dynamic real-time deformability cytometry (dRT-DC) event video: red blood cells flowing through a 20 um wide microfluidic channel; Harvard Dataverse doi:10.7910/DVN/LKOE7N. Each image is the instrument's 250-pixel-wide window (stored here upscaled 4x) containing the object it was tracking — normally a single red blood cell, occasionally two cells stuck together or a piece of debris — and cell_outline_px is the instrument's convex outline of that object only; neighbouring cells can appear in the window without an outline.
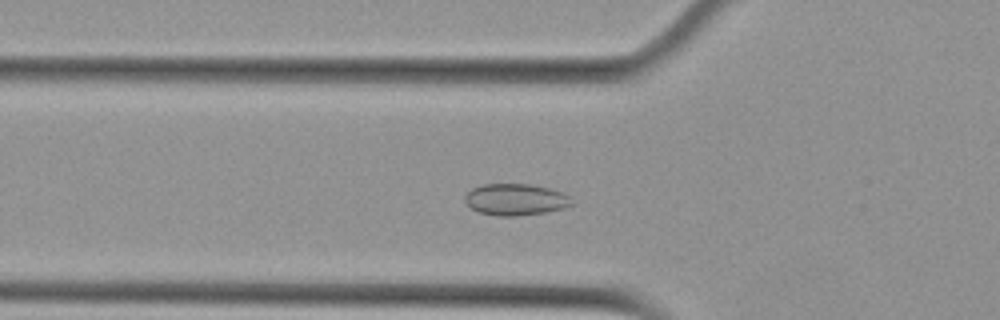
{"species": "Egyptian fruit bat (a non-hibernating species)", "species_latin": "Rousettus aegyptiacus", "temperature_condition": "cold", "stored_images_in_passage": 52, "camera_frame_rate_fps": 3000, "um_per_image_px": 0.085, "animal": {"sex": "female"}, "frame": {"image": 1, "passage_image": 16, "time_ms": 5.0, "image_size_px": [1000, 320], "cell_outline_px": [[572, 204], [564, 208], [544, 212], [516, 216], [496, 216], [480, 212], [472, 208], [464, 200], [464, 196], [472, 188], [484, 184], [528, 184], [552, 188], [568, 196]], "centroid_in_image_um": [43.8, 16.95], "position_along_channel_um": 82.0, "area_um2": 19.48}}
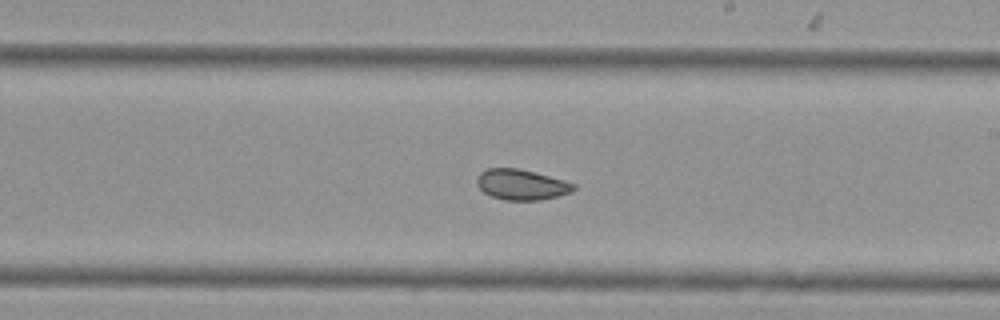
{"frame": {"image": 2, "passage_image": 29, "time_ms": 9.333, "image_size_px": [1000, 320], "cell_outline_px": [[576, 188], [572, 192], [540, 200], [504, 200], [492, 196], [484, 192], [476, 184], [476, 180], [480, 172], [488, 168], [520, 168], [564, 180], [576, 184]], "centroid_in_image_um": [44.33, 15.68], "position_along_channel_um": 244.7, "area_um2": 17.22}}
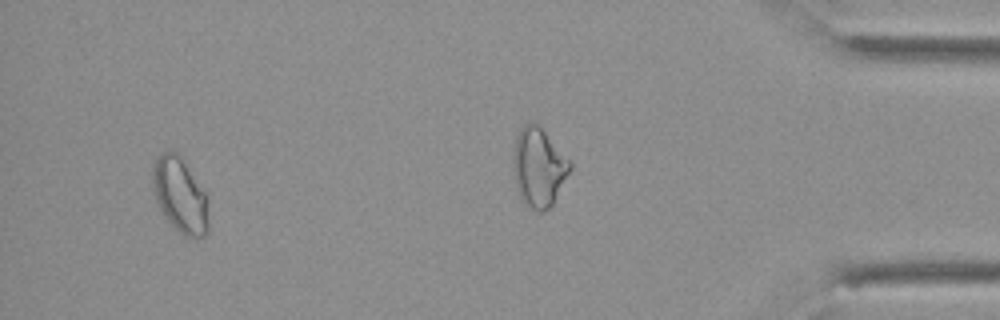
{"frame": {"image": 3, "passage_image": 49, "time_ms": 16.0, "image_size_px": [1000, 320], "cell_outline_px": [[208, 232], [204, 236], [196, 240], [184, 236], [164, 216], [156, 204], [152, 184], [152, 164], [156, 156], [160, 152], [168, 148], [176, 152], [180, 156], [208, 192]], "centroid_in_image_um": [15.31, 16.56], "position_along_channel_um": 419.9, "area_um2": 25.49}, "authors_computed_cell_mechanics": {"area_um2": 19.9121, "velocity_mm_per_s": 3.7583, "shape_relaxation_time_tau1_ms": null, "shape_relaxation_time_tau2_ms": 1.2241, "deformation_change_tau1": null, "deformation_change_tau2": 0.0481}}